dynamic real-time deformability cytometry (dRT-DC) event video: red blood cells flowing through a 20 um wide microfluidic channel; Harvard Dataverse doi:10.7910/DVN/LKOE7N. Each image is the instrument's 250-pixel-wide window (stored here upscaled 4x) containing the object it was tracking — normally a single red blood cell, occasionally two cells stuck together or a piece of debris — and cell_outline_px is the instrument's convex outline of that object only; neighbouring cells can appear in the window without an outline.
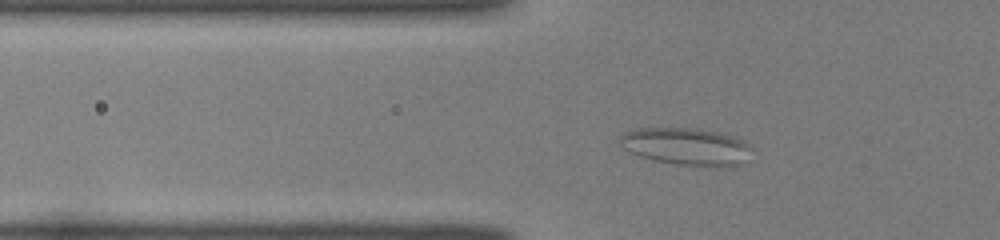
{"species": "common noctule bat (a hibernating species)", "species_latin": "Nyctalus noctula", "temperature_condition": "room temperature", "stored_images_in_passage": 44, "camera_frame_rate_fps": 3000, "um_per_image_px": 0.085, "animal": {"sex": "female", "body_mass_g": 22.0, "forearm_length_mm": 56.7}, "frame": {"image": 1, "passage_image": 10, "time_ms": 3.0, "image_size_px": [1000, 240], "cell_outline_px": [[756, 148], [748, 164], [732, 168], [676, 164], [656, 160], [640, 156], [628, 152], [620, 144], [620, 136], [624, 132], [632, 128], [700, 128], [720, 132], [744, 140]], "centroid_in_image_um": [58.49, 12.47], "position_along_channel_um": 67.3, "area_um2": 29.82}}
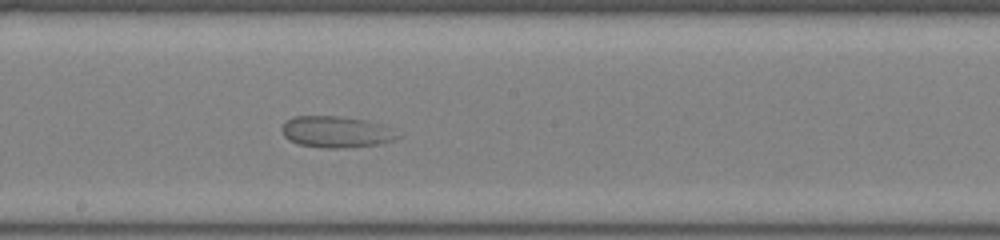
{"frame": {"image": 2, "passage_image": 22, "time_ms": 7.0, "image_size_px": [1000, 240], "cell_outline_px": [[400, 136], [396, 140], [380, 144], [344, 148], [324, 148], [300, 144], [288, 140], [284, 136], [280, 128], [292, 116], [336, 116], [368, 120], [384, 124], [396, 128]], "centroid_in_image_um": [28.65, 11.21], "position_along_channel_um": 219.5, "area_um2": 21.62}}
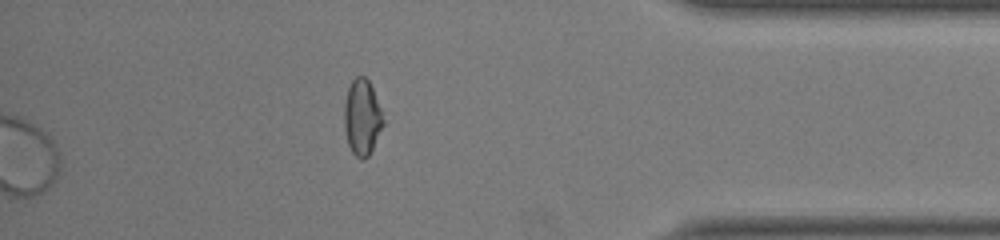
{"frame": {"image": 3, "passage_image": 44, "time_ms": 14.333, "image_size_px": [1000, 240], "cell_outline_px": [[384, 124], [368, 156], [364, 160], [360, 160], [352, 152], [348, 144], [344, 128], [344, 104], [348, 88], [352, 80], [356, 76], [364, 76], [368, 80], [372, 88], [380, 108], [384, 120]], "centroid_in_image_um": [30.76, 9.98], "position_along_channel_um": 404.4, "area_um2": 17.11}}